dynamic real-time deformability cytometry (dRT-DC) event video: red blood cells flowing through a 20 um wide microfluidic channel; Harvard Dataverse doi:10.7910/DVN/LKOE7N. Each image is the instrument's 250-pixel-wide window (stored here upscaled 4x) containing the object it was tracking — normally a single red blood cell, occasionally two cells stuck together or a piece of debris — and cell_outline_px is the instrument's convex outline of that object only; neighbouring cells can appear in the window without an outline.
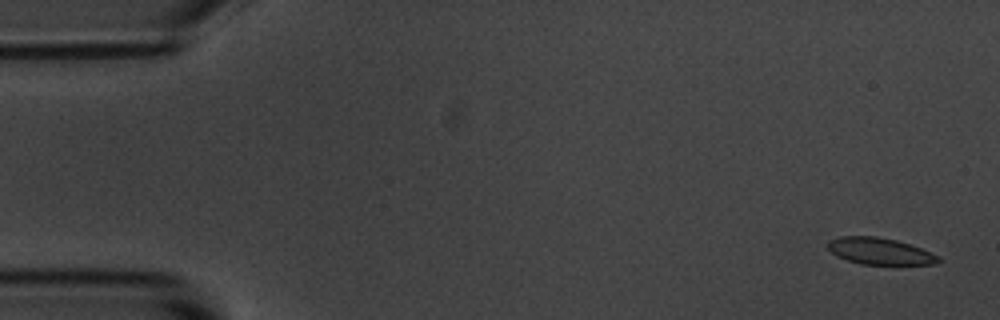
{"species": "common noctule bat (a hibernating species)", "species_latin": "Nyctalus noctula", "temperature_condition": "room temperature", "stored_images_in_passage": 4, "camera_frame_rate_fps": 3000, "um_per_image_px": 0.085, "animal": {"sex": "male", "body_mass_g": 20.1, "forearm_length_mm": 53.5}, "frame": {"image": 1, "passage_image": 1, "time_ms": 0.0, "image_size_px": [1000, 320], "cell_outline_px": [[944, 260], [936, 264], [860, 264], [836, 256], [828, 248], [828, 240], [840, 236], [876, 236], [896, 240], [920, 248], [940, 256]], "centroid_in_image_um": [74.8, 21.35], "position_along_channel_um": 10.2, "area_um2": 17.17}}